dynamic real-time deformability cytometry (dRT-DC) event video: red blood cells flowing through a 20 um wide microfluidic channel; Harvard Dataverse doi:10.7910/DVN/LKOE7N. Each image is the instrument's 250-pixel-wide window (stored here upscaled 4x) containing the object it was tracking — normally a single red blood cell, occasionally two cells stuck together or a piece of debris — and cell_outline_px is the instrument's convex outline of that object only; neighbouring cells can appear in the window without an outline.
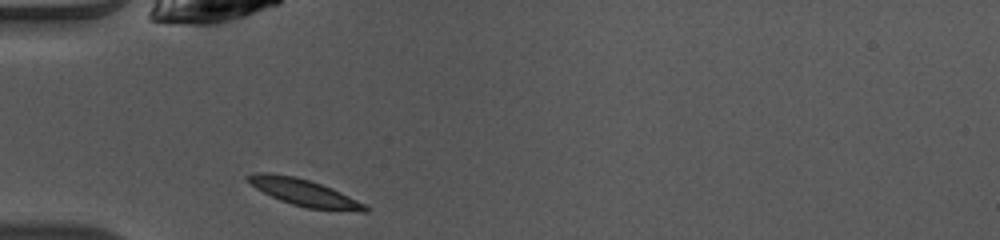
{"species": "common noctule bat (a hibernating species)", "species_latin": "Nyctalus noctula", "temperature_condition": "warm", "stored_images_in_passage": 35, "camera_frame_rate_fps": 3000, "um_per_image_px": 0.085, "animal": {"sex": "female", "body_mass_g": 10.0, "forearm_length_mm": 53.1}, "frame": {"image": 1, "passage_image": 1, "time_ms": 0.0, "image_size_px": [1000, 240], "cell_outline_px": [[368, 212], [360, 212], [308, 208], [292, 204], [280, 200], [256, 188], [244, 180], [244, 176], [256, 172], [268, 172], [292, 176], [308, 180], [332, 188], [364, 204], [368, 208]], "centroid_in_image_um": [25.8, 16.36], "position_along_channel_um": 59.2, "area_um2": 18.15}}
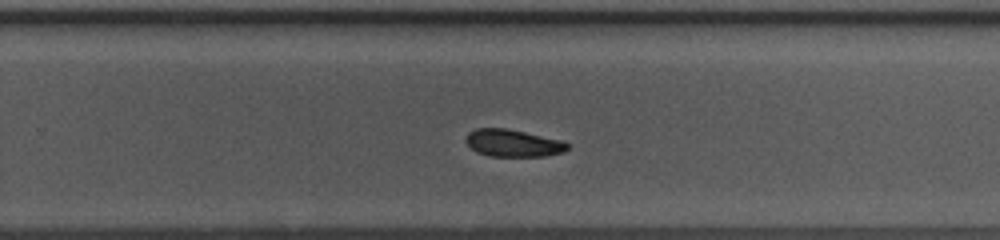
{"frame": {"image": 2, "passage_image": 18, "time_ms": 5.667, "image_size_px": [1000, 240], "cell_outline_px": [[568, 148], [564, 152], [544, 156], [492, 156], [476, 152], [468, 144], [468, 132], [476, 128], [504, 128], [564, 140], [568, 144]], "centroid_in_image_um": [43.65, 12.16], "position_along_channel_um": 286.1, "area_um2": 15.95}}
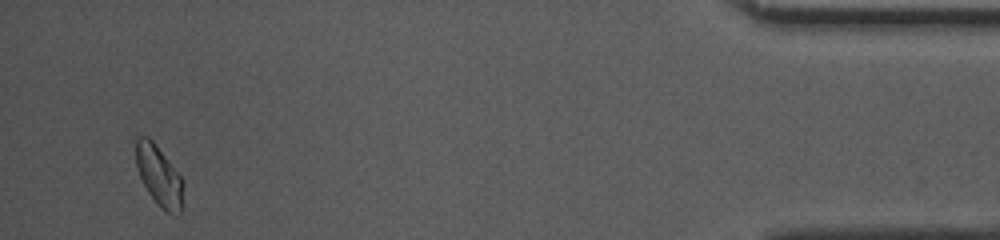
{"frame": {"image": 3, "passage_image": 33, "time_ms": 10.667, "image_size_px": [1000, 240], "cell_outline_px": [[184, 180], [180, 212], [172, 216], [164, 212], [156, 204], [148, 192], [140, 176], [136, 164], [136, 136], [148, 136], [156, 144]], "centroid_in_image_um": [13.52, 14.96], "position_along_channel_um": 421.7, "area_um2": 16.76}, "authors_computed_cell_mechanics": {"area_um2": 16.8198, "velocity_mm_per_s": 4.0899, "shape_relaxation_time_tau1_ms": 2.2508, "shape_relaxation_time_tau2_ms": null, "deformation_change_tau1": 0.1018, "deformation_change_tau2": null}}